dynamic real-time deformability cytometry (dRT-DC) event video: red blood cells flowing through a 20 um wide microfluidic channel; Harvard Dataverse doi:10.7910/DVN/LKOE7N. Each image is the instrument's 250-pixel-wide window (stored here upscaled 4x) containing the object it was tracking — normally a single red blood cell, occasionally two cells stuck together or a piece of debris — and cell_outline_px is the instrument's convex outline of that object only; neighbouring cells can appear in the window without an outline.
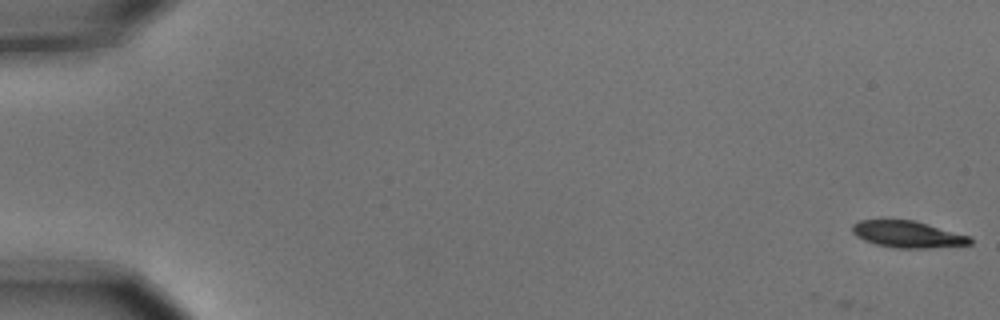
{"species": "common noctule bat (a hibernating species)", "species_latin": "Nyctalus noctula", "temperature_condition": "cold", "stored_images_in_passage": 6, "camera_frame_rate_fps": 3000, "um_per_image_px": 0.085, "animal": {"sex": "male", "body_mass_g": 15.6}, "frame": {"image": 1, "passage_image": 1, "time_ms": 0.0, "image_size_px": [1000, 320], "cell_outline_px": [[972, 244], [928, 248], [896, 248], [876, 244], [864, 240], [856, 236], [852, 232], [852, 224], [860, 220], [912, 220], [928, 224], [972, 236]], "centroid_in_image_um": [77.17, 19.92], "position_along_channel_um": 7.8, "area_um2": 18.32}}
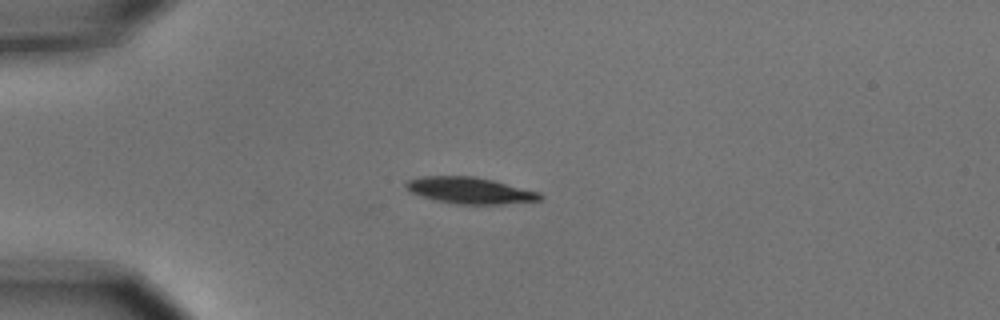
{"frame": {"image": 2, "passage_image": 5, "time_ms": 1.333, "image_size_px": [1000, 320], "cell_outline_px": [[544, 196], [540, 200], [504, 204], [456, 204], [432, 200], [408, 192], [404, 184], [408, 180], [420, 176], [476, 176], [540, 192]], "centroid_in_image_um": [39.89, 16.19], "position_along_channel_um": 45.1, "area_um2": 20.87}}